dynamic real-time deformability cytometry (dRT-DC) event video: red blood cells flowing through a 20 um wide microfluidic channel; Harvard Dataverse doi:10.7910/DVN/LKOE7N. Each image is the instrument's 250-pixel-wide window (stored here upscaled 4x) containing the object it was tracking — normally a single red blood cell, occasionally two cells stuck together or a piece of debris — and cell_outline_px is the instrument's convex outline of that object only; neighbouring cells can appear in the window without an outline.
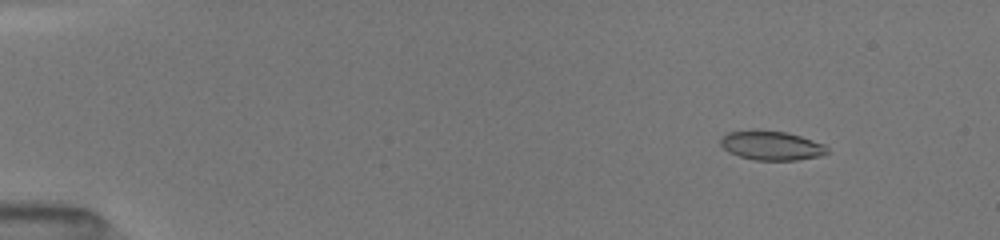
{"species": "common noctule bat (a hibernating species)", "species_latin": "Nyctalus noctula", "temperature_condition": "room temperature", "stored_images_in_passage": 28, "camera_frame_rate_fps": 3000, "um_per_image_px": 0.085, "animal": {"sex": "female", "body_mass_g": 19.5, "forearm_length_mm": 54.1}, "frame": {"image": 1, "passage_image": 4, "time_ms": 1.667, "image_size_px": [1000, 240], "cell_outline_px": [[828, 152], [820, 156], [796, 160], [756, 160], [740, 156], [728, 152], [720, 144], [720, 140], [728, 132], [788, 132], [824, 144], [828, 148]], "centroid_in_image_um": [65.61, 12.4], "position_along_channel_um": 19.4, "area_um2": 17.51}}
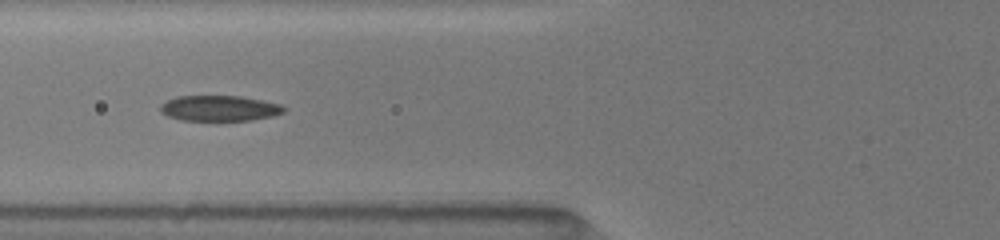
{"frame": {"image": 2, "passage_image": 16, "time_ms": 6.667, "image_size_px": [1000, 240], "cell_outline_px": [[288, 108], [284, 112], [272, 116], [252, 120], [216, 124], [180, 120], [168, 116], [160, 112], [160, 104], [176, 96], [240, 96], [280, 104]], "centroid_in_image_um": [18.63, 9.26], "position_along_channel_um": 107.2, "area_um2": 19.42}}
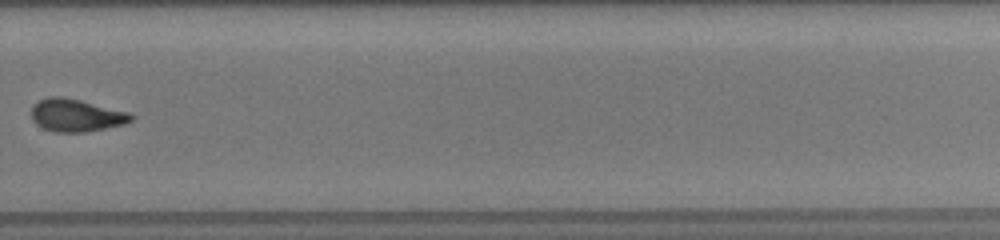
{"frame": {"image": 3, "passage_image": 28, "time_ms": 12.0, "image_size_px": [1000, 240], "cell_outline_px": [[136, 116], [132, 120], [124, 124], [84, 132], [56, 132], [44, 128], [36, 124], [32, 120], [32, 104], [48, 96], [60, 96], [80, 100], [132, 112]], "centroid_in_image_um": [6.5, 9.79], "position_along_channel_um": 323.3, "area_um2": 19.07}}